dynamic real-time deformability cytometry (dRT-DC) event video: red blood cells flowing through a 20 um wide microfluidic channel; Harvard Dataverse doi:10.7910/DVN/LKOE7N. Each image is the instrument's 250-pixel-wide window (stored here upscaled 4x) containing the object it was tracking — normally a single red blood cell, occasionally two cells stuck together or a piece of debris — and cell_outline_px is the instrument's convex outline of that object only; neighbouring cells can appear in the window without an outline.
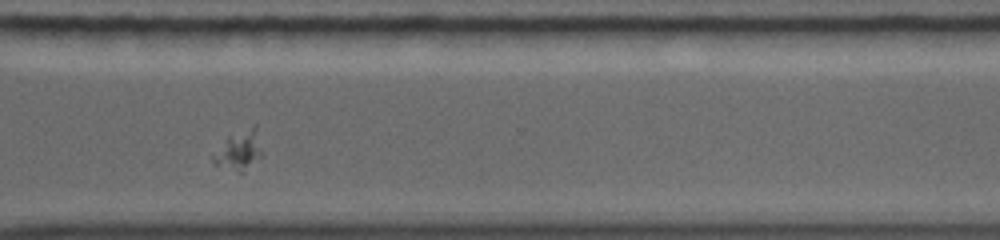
{"species": "common noctule bat (a hibernating species)", "species_latin": "Nyctalus noctula", "temperature_condition": "warm", "stored_images_in_passage": 18, "camera_frame_rate_fps": 5000, "um_per_image_px": 0.085, "animal": {"sex": "female", "body_mass_g": 19.0, "forearm_length_mm": 56.7}, "frame": {"image": 1, "passage_image": 16, "time_ms": 7.4, "image_size_px": [1000, 240], "cell_outline_px": [[264, 156], [244, 172], [240, 172], [216, 164], [212, 160], [212, 156], [228, 136], [256, 124], [264, 152]], "centroid_in_image_um": [20.42, 12.77], "position_along_channel_um": 350.2, "area_um2": 11.33}}
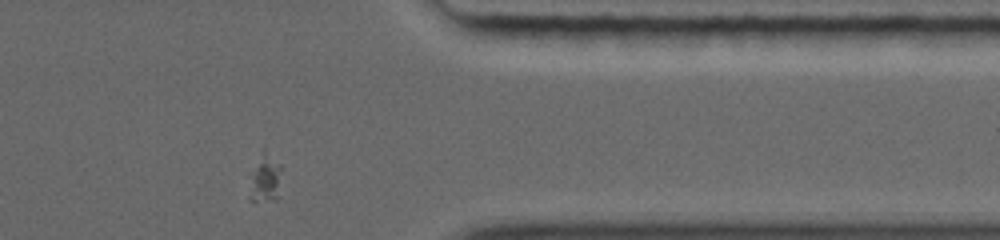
{"frame": {"image": 2, "passage_image": 18, "time_ms": 8.6, "image_size_px": [1000, 240], "cell_outline_px": [[284, 168], [280, 196], [276, 200], [248, 200], [248, 172], [264, 148]], "centroid_in_image_um": [22.54, 15.16], "position_along_channel_um": 388.9, "area_um2": 10.12}}